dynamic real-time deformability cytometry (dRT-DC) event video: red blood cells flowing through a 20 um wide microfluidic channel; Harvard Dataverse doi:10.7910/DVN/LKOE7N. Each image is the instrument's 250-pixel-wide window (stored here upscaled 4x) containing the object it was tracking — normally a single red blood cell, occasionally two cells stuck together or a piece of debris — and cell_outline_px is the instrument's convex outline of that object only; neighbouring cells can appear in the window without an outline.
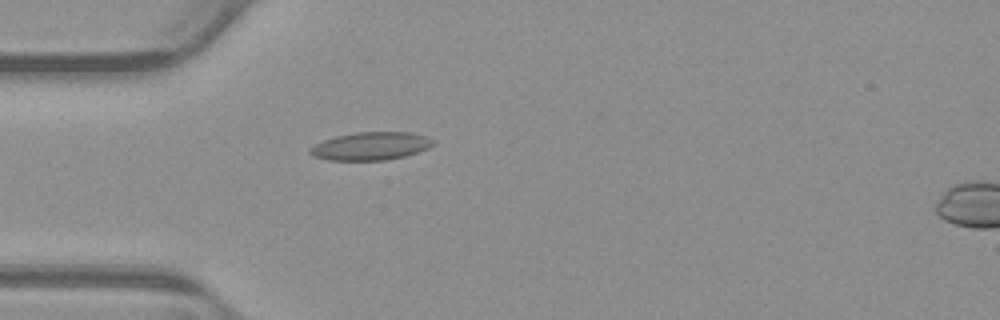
{"species": "common noctule bat (a hibernating species)", "species_latin": "Nyctalus noctula", "temperature_condition": "warm", "stored_images_in_passage": 44, "camera_frame_rate_fps": 3000, "um_per_image_px": 0.085, "animal": {"sex": "male", "body_mass_g": 23.1, "forearm_length_mm": 52.7}, "frame": {"image": 1, "passage_image": 6, "time_ms": 1.667, "image_size_px": [1000, 320], "cell_outline_px": [[432, 144], [428, 148], [404, 156], [384, 160], [328, 160], [312, 156], [308, 152], [308, 148], [324, 140], [336, 136], [356, 132], [412, 132], [424, 136], [432, 140]], "centroid_in_image_um": [31.45, 12.42], "position_along_channel_um": 53.5, "area_um2": 19.88}}
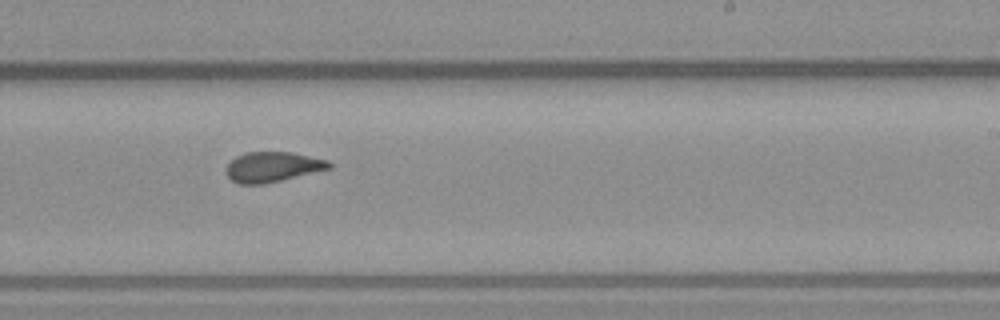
{"frame": {"image": 2, "passage_image": 23, "time_ms": 7.333, "image_size_px": [1000, 320], "cell_outline_px": [[332, 168], [264, 184], [240, 184], [232, 180], [228, 176], [228, 164], [236, 156], [248, 152], [292, 152], [328, 160], [332, 164]], "centroid_in_image_um": [23.21, 14.18], "position_along_channel_um": 265.8, "area_um2": 17.86}}
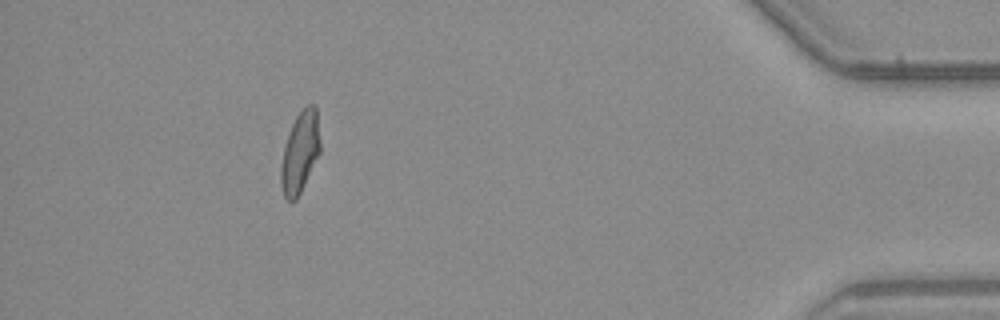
{"frame": {"image": 3, "passage_image": 39, "time_ms": 12.667, "image_size_px": [1000, 320], "cell_outline_px": [[320, 152], [296, 200], [288, 200], [284, 196], [280, 184], [280, 168], [284, 148], [292, 124], [296, 116], [308, 104], [316, 104], [320, 140]], "centroid_in_image_um": [25.5, 12.93], "position_along_channel_um": 409.7, "area_um2": 18.32}, "authors_computed_cell_mechanics": {"area_um2": 18.5538, "velocity_mm_per_s": 3.8546, "shape_relaxation_time_tau1_ms": null, "shape_relaxation_time_tau2_ms": 1.5903, "deformation_change_tau1": null, "deformation_change_tau2": 0.0932}}